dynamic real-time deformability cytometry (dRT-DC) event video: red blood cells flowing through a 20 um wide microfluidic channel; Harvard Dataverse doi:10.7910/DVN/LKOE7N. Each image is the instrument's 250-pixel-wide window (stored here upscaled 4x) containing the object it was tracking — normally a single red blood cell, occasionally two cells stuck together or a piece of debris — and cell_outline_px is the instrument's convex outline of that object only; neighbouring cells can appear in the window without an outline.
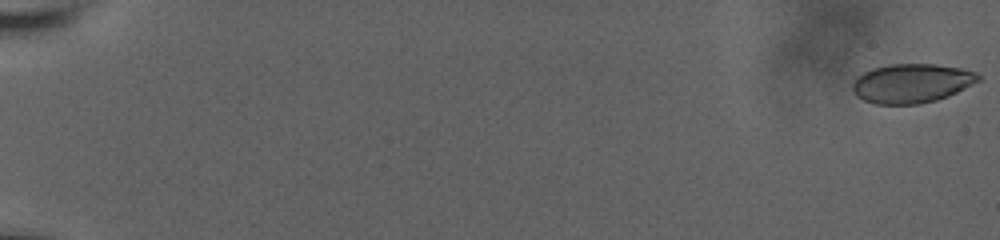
{"species": "human", "species_latin": "Homo sapiens", "temperature_condition": "room temperature", "stored_images_in_passage": 45, "camera_frame_rate_fps": 3000, "um_per_image_px": 0.085, "donor": {"sex": "male"}, "frame": {"image": 1, "passage_image": 1, "time_ms": 0.0, "image_size_px": [1000, 240], "cell_outline_px": [[980, 80], [948, 96], [936, 100], [920, 104], [876, 104], [864, 100], [856, 96], [852, 88], [852, 84], [856, 76], [872, 68], [888, 64], [936, 64], [960, 68], [976, 72], [980, 76]], "centroid_in_image_um": [77.46, 7.07], "position_along_channel_um": 7.5, "area_um2": 28.73}}
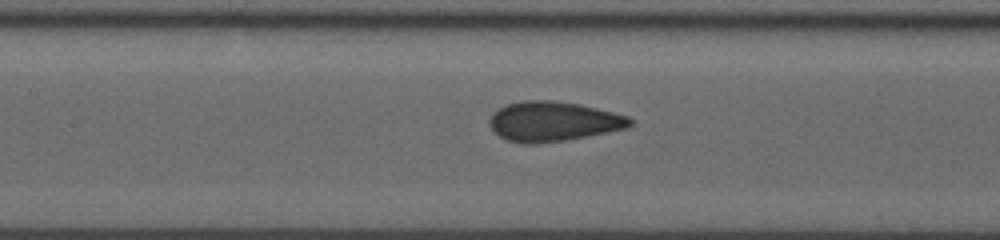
{"frame": {"image": 2, "passage_image": 23, "time_ms": 10.333, "image_size_px": [1000, 240], "cell_outline_px": [[632, 124], [628, 128], [588, 136], [564, 140], [532, 144], [524, 144], [508, 140], [500, 136], [488, 124], [488, 120], [492, 112], [508, 104], [524, 100], [552, 100], [580, 104], [628, 116], [632, 120]], "centroid_in_image_um": [47.01, 10.32], "position_along_channel_um": 160.4, "area_um2": 32.48}}
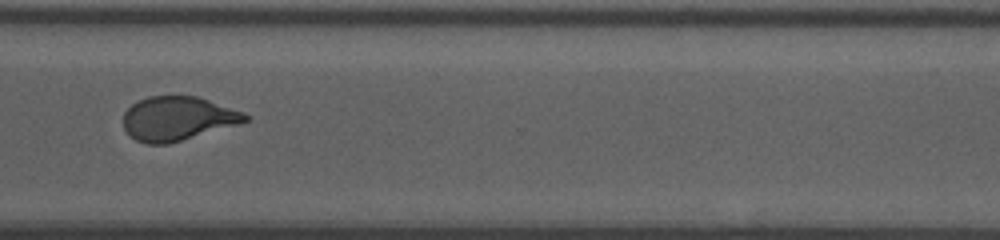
{"frame": {"image": 3, "passage_image": 44, "time_ms": 15.667, "image_size_px": [1000, 240], "cell_outline_px": [[248, 120], [236, 124], [168, 144], [148, 144], [136, 140], [124, 128], [124, 112], [132, 104], [148, 96], [196, 96], [244, 112], [248, 116]], "centroid_in_image_um": [15.07, 10.07], "position_along_channel_um": 355.5, "area_um2": 30.69}}